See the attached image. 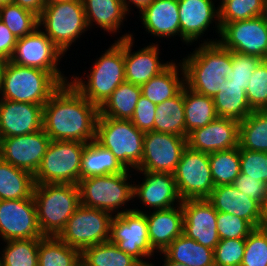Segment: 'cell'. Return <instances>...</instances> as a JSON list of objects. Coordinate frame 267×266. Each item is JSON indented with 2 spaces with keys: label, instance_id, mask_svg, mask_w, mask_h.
<instances>
[{
  "label": "cell",
  "instance_id": "1",
  "mask_svg": "<svg viewBox=\"0 0 267 266\" xmlns=\"http://www.w3.org/2000/svg\"><path fill=\"white\" fill-rule=\"evenodd\" d=\"M99 108L70 82L62 84L43 106V130L51 140H96Z\"/></svg>",
  "mask_w": 267,
  "mask_h": 266
},
{
  "label": "cell",
  "instance_id": "2",
  "mask_svg": "<svg viewBox=\"0 0 267 266\" xmlns=\"http://www.w3.org/2000/svg\"><path fill=\"white\" fill-rule=\"evenodd\" d=\"M216 39V40H215ZM205 40L181 63L185 85L202 95L214 97L226 84V75L233 72L232 51L225 49L217 38Z\"/></svg>",
  "mask_w": 267,
  "mask_h": 266
},
{
  "label": "cell",
  "instance_id": "3",
  "mask_svg": "<svg viewBox=\"0 0 267 266\" xmlns=\"http://www.w3.org/2000/svg\"><path fill=\"white\" fill-rule=\"evenodd\" d=\"M84 79L74 74L69 82L92 104L100 108L113 91L125 82L123 38L118 39L92 63ZM85 80V81H84Z\"/></svg>",
  "mask_w": 267,
  "mask_h": 266
},
{
  "label": "cell",
  "instance_id": "4",
  "mask_svg": "<svg viewBox=\"0 0 267 266\" xmlns=\"http://www.w3.org/2000/svg\"><path fill=\"white\" fill-rule=\"evenodd\" d=\"M61 85L48 71L2 62L0 99L44 106Z\"/></svg>",
  "mask_w": 267,
  "mask_h": 266
},
{
  "label": "cell",
  "instance_id": "5",
  "mask_svg": "<svg viewBox=\"0 0 267 266\" xmlns=\"http://www.w3.org/2000/svg\"><path fill=\"white\" fill-rule=\"evenodd\" d=\"M33 199L44 236H58L81 205L78 185L35 184Z\"/></svg>",
  "mask_w": 267,
  "mask_h": 266
},
{
  "label": "cell",
  "instance_id": "6",
  "mask_svg": "<svg viewBox=\"0 0 267 266\" xmlns=\"http://www.w3.org/2000/svg\"><path fill=\"white\" fill-rule=\"evenodd\" d=\"M131 171L80 179L78 188L81 205L104 210L112 215H120L133 210L124 207V205L127 207L128 202L134 199V183L132 184L130 179L134 174H130ZM120 208L124 210L119 211Z\"/></svg>",
  "mask_w": 267,
  "mask_h": 266
},
{
  "label": "cell",
  "instance_id": "7",
  "mask_svg": "<svg viewBox=\"0 0 267 266\" xmlns=\"http://www.w3.org/2000/svg\"><path fill=\"white\" fill-rule=\"evenodd\" d=\"M41 26L63 54L83 33L91 30L87 26L82 0L46 4L38 16V27Z\"/></svg>",
  "mask_w": 267,
  "mask_h": 266
},
{
  "label": "cell",
  "instance_id": "8",
  "mask_svg": "<svg viewBox=\"0 0 267 266\" xmlns=\"http://www.w3.org/2000/svg\"><path fill=\"white\" fill-rule=\"evenodd\" d=\"M144 132L137 129L131 120L98 117L96 141L132 172L140 164L143 155ZM130 167V168H129Z\"/></svg>",
  "mask_w": 267,
  "mask_h": 266
},
{
  "label": "cell",
  "instance_id": "9",
  "mask_svg": "<svg viewBox=\"0 0 267 266\" xmlns=\"http://www.w3.org/2000/svg\"><path fill=\"white\" fill-rule=\"evenodd\" d=\"M86 144L79 141L51 140L34 175L35 184L78 185L81 157Z\"/></svg>",
  "mask_w": 267,
  "mask_h": 266
},
{
  "label": "cell",
  "instance_id": "10",
  "mask_svg": "<svg viewBox=\"0 0 267 266\" xmlns=\"http://www.w3.org/2000/svg\"><path fill=\"white\" fill-rule=\"evenodd\" d=\"M112 218L107 211L80 205L58 237L82 252L87 247L110 240Z\"/></svg>",
  "mask_w": 267,
  "mask_h": 266
},
{
  "label": "cell",
  "instance_id": "11",
  "mask_svg": "<svg viewBox=\"0 0 267 266\" xmlns=\"http://www.w3.org/2000/svg\"><path fill=\"white\" fill-rule=\"evenodd\" d=\"M109 241L138 262H145L156 253L150 244L146 211L138 207L113 215Z\"/></svg>",
  "mask_w": 267,
  "mask_h": 266
},
{
  "label": "cell",
  "instance_id": "12",
  "mask_svg": "<svg viewBox=\"0 0 267 266\" xmlns=\"http://www.w3.org/2000/svg\"><path fill=\"white\" fill-rule=\"evenodd\" d=\"M63 57L61 50L38 27L31 34L17 39L9 61L19 66L48 71L61 84H65L69 79L58 68Z\"/></svg>",
  "mask_w": 267,
  "mask_h": 266
},
{
  "label": "cell",
  "instance_id": "13",
  "mask_svg": "<svg viewBox=\"0 0 267 266\" xmlns=\"http://www.w3.org/2000/svg\"><path fill=\"white\" fill-rule=\"evenodd\" d=\"M173 175L182 200L207 199L215 187L209 154L193 150L188 146L182 152Z\"/></svg>",
  "mask_w": 267,
  "mask_h": 266
},
{
  "label": "cell",
  "instance_id": "14",
  "mask_svg": "<svg viewBox=\"0 0 267 266\" xmlns=\"http://www.w3.org/2000/svg\"><path fill=\"white\" fill-rule=\"evenodd\" d=\"M186 147L187 137L156 131L146 132L142 160L136 171L173 174Z\"/></svg>",
  "mask_w": 267,
  "mask_h": 266
},
{
  "label": "cell",
  "instance_id": "15",
  "mask_svg": "<svg viewBox=\"0 0 267 266\" xmlns=\"http://www.w3.org/2000/svg\"><path fill=\"white\" fill-rule=\"evenodd\" d=\"M220 37L225 49L267 60V26L260 17L226 23Z\"/></svg>",
  "mask_w": 267,
  "mask_h": 266
},
{
  "label": "cell",
  "instance_id": "16",
  "mask_svg": "<svg viewBox=\"0 0 267 266\" xmlns=\"http://www.w3.org/2000/svg\"><path fill=\"white\" fill-rule=\"evenodd\" d=\"M0 236L2 241L42 238L33 197L0 200Z\"/></svg>",
  "mask_w": 267,
  "mask_h": 266
},
{
  "label": "cell",
  "instance_id": "17",
  "mask_svg": "<svg viewBox=\"0 0 267 266\" xmlns=\"http://www.w3.org/2000/svg\"><path fill=\"white\" fill-rule=\"evenodd\" d=\"M50 142L43 129L22 136L0 138V157L35 175Z\"/></svg>",
  "mask_w": 267,
  "mask_h": 266
},
{
  "label": "cell",
  "instance_id": "18",
  "mask_svg": "<svg viewBox=\"0 0 267 266\" xmlns=\"http://www.w3.org/2000/svg\"><path fill=\"white\" fill-rule=\"evenodd\" d=\"M122 38L126 82L142 86L171 64L169 61L164 63L159 59L160 47L158 44L152 42L138 51L131 52L133 43H135L133 33H125L118 39Z\"/></svg>",
  "mask_w": 267,
  "mask_h": 266
},
{
  "label": "cell",
  "instance_id": "19",
  "mask_svg": "<svg viewBox=\"0 0 267 266\" xmlns=\"http://www.w3.org/2000/svg\"><path fill=\"white\" fill-rule=\"evenodd\" d=\"M183 234L199 244L213 249L220 241L217 231V211L207 199L182 201Z\"/></svg>",
  "mask_w": 267,
  "mask_h": 266
},
{
  "label": "cell",
  "instance_id": "20",
  "mask_svg": "<svg viewBox=\"0 0 267 266\" xmlns=\"http://www.w3.org/2000/svg\"><path fill=\"white\" fill-rule=\"evenodd\" d=\"M215 0H178L180 39L186 45L200 41L210 24L215 23L218 37L221 33L219 8L215 7ZM205 32V33H204ZM192 43V44H191Z\"/></svg>",
  "mask_w": 267,
  "mask_h": 266
},
{
  "label": "cell",
  "instance_id": "21",
  "mask_svg": "<svg viewBox=\"0 0 267 266\" xmlns=\"http://www.w3.org/2000/svg\"><path fill=\"white\" fill-rule=\"evenodd\" d=\"M143 174L140 184H134L133 197L139 199L142 205L153 210H165L182 204L176 181L172 173L137 171Z\"/></svg>",
  "mask_w": 267,
  "mask_h": 266
},
{
  "label": "cell",
  "instance_id": "22",
  "mask_svg": "<svg viewBox=\"0 0 267 266\" xmlns=\"http://www.w3.org/2000/svg\"><path fill=\"white\" fill-rule=\"evenodd\" d=\"M187 146L207 154L239 147V122L217 117L208 125L190 132Z\"/></svg>",
  "mask_w": 267,
  "mask_h": 266
},
{
  "label": "cell",
  "instance_id": "23",
  "mask_svg": "<svg viewBox=\"0 0 267 266\" xmlns=\"http://www.w3.org/2000/svg\"><path fill=\"white\" fill-rule=\"evenodd\" d=\"M43 129V105L0 99V138Z\"/></svg>",
  "mask_w": 267,
  "mask_h": 266
},
{
  "label": "cell",
  "instance_id": "24",
  "mask_svg": "<svg viewBox=\"0 0 267 266\" xmlns=\"http://www.w3.org/2000/svg\"><path fill=\"white\" fill-rule=\"evenodd\" d=\"M207 200L217 212L233 214L249 221L255 228L260 227L263 206L234 185L215 186Z\"/></svg>",
  "mask_w": 267,
  "mask_h": 266
},
{
  "label": "cell",
  "instance_id": "25",
  "mask_svg": "<svg viewBox=\"0 0 267 266\" xmlns=\"http://www.w3.org/2000/svg\"><path fill=\"white\" fill-rule=\"evenodd\" d=\"M146 212L148 235L151 247L162 253L174 239L183 234L182 206Z\"/></svg>",
  "mask_w": 267,
  "mask_h": 266
},
{
  "label": "cell",
  "instance_id": "26",
  "mask_svg": "<svg viewBox=\"0 0 267 266\" xmlns=\"http://www.w3.org/2000/svg\"><path fill=\"white\" fill-rule=\"evenodd\" d=\"M139 17L145 31L154 38L180 37L178 0H154Z\"/></svg>",
  "mask_w": 267,
  "mask_h": 266
},
{
  "label": "cell",
  "instance_id": "27",
  "mask_svg": "<svg viewBox=\"0 0 267 266\" xmlns=\"http://www.w3.org/2000/svg\"><path fill=\"white\" fill-rule=\"evenodd\" d=\"M82 2L88 28L96 24L101 30L112 35L120 33L119 28H122L121 25L128 15L121 0H82Z\"/></svg>",
  "mask_w": 267,
  "mask_h": 266
},
{
  "label": "cell",
  "instance_id": "28",
  "mask_svg": "<svg viewBox=\"0 0 267 266\" xmlns=\"http://www.w3.org/2000/svg\"><path fill=\"white\" fill-rule=\"evenodd\" d=\"M184 85L185 72L181 60L177 64L171 60L164 71L141 86V93L149 101L159 104L176 96Z\"/></svg>",
  "mask_w": 267,
  "mask_h": 266
},
{
  "label": "cell",
  "instance_id": "29",
  "mask_svg": "<svg viewBox=\"0 0 267 266\" xmlns=\"http://www.w3.org/2000/svg\"><path fill=\"white\" fill-rule=\"evenodd\" d=\"M127 169L116 159L109 149L96 140L88 142L81 157L80 179L124 173Z\"/></svg>",
  "mask_w": 267,
  "mask_h": 266
},
{
  "label": "cell",
  "instance_id": "30",
  "mask_svg": "<svg viewBox=\"0 0 267 266\" xmlns=\"http://www.w3.org/2000/svg\"><path fill=\"white\" fill-rule=\"evenodd\" d=\"M162 261H175L186 266H214V250L182 234L162 252Z\"/></svg>",
  "mask_w": 267,
  "mask_h": 266
},
{
  "label": "cell",
  "instance_id": "31",
  "mask_svg": "<svg viewBox=\"0 0 267 266\" xmlns=\"http://www.w3.org/2000/svg\"><path fill=\"white\" fill-rule=\"evenodd\" d=\"M183 100L185 137L193 130L208 125L218 117L215 111L213 97L197 93L184 85Z\"/></svg>",
  "mask_w": 267,
  "mask_h": 266
},
{
  "label": "cell",
  "instance_id": "32",
  "mask_svg": "<svg viewBox=\"0 0 267 266\" xmlns=\"http://www.w3.org/2000/svg\"><path fill=\"white\" fill-rule=\"evenodd\" d=\"M34 185V175L0 157V200L32 198Z\"/></svg>",
  "mask_w": 267,
  "mask_h": 266
},
{
  "label": "cell",
  "instance_id": "33",
  "mask_svg": "<svg viewBox=\"0 0 267 266\" xmlns=\"http://www.w3.org/2000/svg\"><path fill=\"white\" fill-rule=\"evenodd\" d=\"M213 101L218 117L241 122L253 111L248 104L246 91L242 85L231 83L229 79L222 90L213 97Z\"/></svg>",
  "mask_w": 267,
  "mask_h": 266
},
{
  "label": "cell",
  "instance_id": "34",
  "mask_svg": "<svg viewBox=\"0 0 267 266\" xmlns=\"http://www.w3.org/2000/svg\"><path fill=\"white\" fill-rule=\"evenodd\" d=\"M141 94V86L126 81L121 83L99 108L98 117L130 120Z\"/></svg>",
  "mask_w": 267,
  "mask_h": 266
},
{
  "label": "cell",
  "instance_id": "35",
  "mask_svg": "<svg viewBox=\"0 0 267 266\" xmlns=\"http://www.w3.org/2000/svg\"><path fill=\"white\" fill-rule=\"evenodd\" d=\"M38 266H81V252L58 236H43L39 241Z\"/></svg>",
  "mask_w": 267,
  "mask_h": 266
},
{
  "label": "cell",
  "instance_id": "36",
  "mask_svg": "<svg viewBox=\"0 0 267 266\" xmlns=\"http://www.w3.org/2000/svg\"><path fill=\"white\" fill-rule=\"evenodd\" d=\"M154 131L185 137L183 88L173 98L157 104Z\"/></svg>",
  "mask_w": 267,
  "mask_h": 266
},
{
  "label": "cell",
  "instance_id": "37",
  "mask_svg": "<svg viewBox=\"0 0 267 266\" xmlns=\"http://www.w3.org/2000/svg\"><path fill=\"white\" fill-rule=\"evenodd\" d=\"M239 149L267 152V110H254L239 122Z\"/></svg>",
  "mask_w": 267,
  "mask_h": 266
},
{
  "label": "cell",
  "instance_id": "38",
  "mask_svg": "<svg viewBox=\"0 0 267 266\" xmlns=\"http://www.w3.org/2000/svg\"><path fill=\"white\" fill-rule=\"evenodd\" d=\"M138 261L110 241L92 245L81 252V266H135Z\"/></svg>",
  "mask_w": 267,
  "mask_h": 266
},
{
  "label": "cell",
  "instance_id": "39",
  "mask_svg": "<svg viewBox=\"0 0 267 266\" xmlns=\"http://www.w3.org/2000/svg\"><path fill=\"white\" fill-rule=\"evenodd\" d=\"M209 163L215 186L232 184L241 172L239 147L210 153Z\"/></svg>",
  "mask_w": 267,
  "mask_h": 266
},
{
  "label": "cell",
  "instance_id": "40",
  "mask_svg": "<svg viewBox=\"0 0 267 266\" xmlns=\"http://www.w3.org/2000/svg\"><path fill=\"white\" fill-rule=\"evenodd\" d=\"M41 238L5 241L1 251L2 266H38V248Z\"/></svg>",
  "mask_w": 267,
  "mask_h": 266
},
{
  "label": "cell",
  "instance_id": "41",
  "mask_svg": "<svg viewBox=\"0 0 267 266\" xmlns=\"http://www.w3.org/2000/svg\"><path fill=\"white\" fill-rule=\"evenodd\" d=\"M0 20L16 39L29 35L38 28V16L13 3L0 7Z\"/></svg>",
  "mask_w": 267,
  "mask_h": 266
},
{
  "label": "cell",
  "instance_id": "42",
  "mask_svg": "<svg viewBox=\"0 0 267 266\" xmlns=\"http://www.w3.org/2000/svg\"><path fill=\"white\" fill-rule=\"evenodd\" d=\"M263 0H229L219 8L221 28L226 23L260 17Z\"/></svg>",
  "mask_w": 267,
  "mask_h": 266
},
{
  "label": "cell",
  "instance_id": "43",
  "mask_svg": "<svg viewBox=\"0 0 267 266\" xmlns=\"http://www.w3.org/2000/svg\"><path fill=\"white\" fill-rule=\"evenodd\" d=\"M241 266H267V230L255 228L245 238Z\"/></svg>",
  "mask_w": 267,
  "mask_h": 266
},
{
  "label": "cell",
  "instance_id": "44",
  "mask_svg": "<svg viewBox=\"0 0 267 266\" xmlns=\"http://www.w3.org/2000/svg\"><path fill=\"white\" fill-rule=\"evenodd\" d=\"M250 83L246 90L250 108L267 110V60H263L253 71Z\"/></svg>",
  "mask_w": 267,
  "mask_h": 266
},
{
  "label": "cell",
  "instance_id": "45",
  "mask_svg": "<svg viewBox=\"0 0 267 266\" xmlns=\"http://www.w3.org/2000/svg\"><path fill=\"white\" fill-rule=\"evenodd\" d=\"M245 238L222 239L214 248V266H241Z\"/></svg>",
  "mask_w": 267,
  "mask_h": 266
},
{
  "label": "cell",
  "instance_id": "46",
  "mask_svg": "<svg viewBox=\"0 0 267 266\" xmlns=\"http://www.w3.org/2000/svg\"><path fill=\"white\" fill-rule=\"evenodd\" d=\"M262 61L263 59L257 56L232 52L233 72L227 74L226 78L229 79L231 83L242 85V88L246 91L253 71Z\"/></svg>",
  "mask_w": 267,
  "mask_h": 266
},
{
  "label": "cell",
  "instance_id": "47",
  "mask_svg": "<svg viewBox=\"0 0 267 266\" xmlns=\"http://www.w3.org/2000/svg\"><path fill=\"white\" fill-rule=\"evenodd\" d=\"M216 225L220 240L246 238L255 229L249 221L222 212H217Z\"/></svg>",
  "mask_w": 267,
  "mask_h": 266
},
{
  "label": "cell",
  "instance_id": "48",
  "mask_svg": "<svg viewBox=\"0 0 267 266\" xmlns=\"http://www.w3.org/2000/svg\"><path fill=\"white\" fill-rule=\"evenodd\" d=\"M240 171L267 184V152L239 149Z\"/></svg>",
  "mask_w": 267,
  "mask_h": 266
},
{
  "label": "cell",
  "instance_id": "49",
  "mask_svg": "<svg viewBox=\"0 0 267 266\" xmlns=\"http://www.w3.org/2000/svg\"><path fill=\"white\" fill-rule=\"evenodd\" d=\"M156 107L157 104L141 94L130 119L133 125L144 133L154 131Z\"/></svg>",
  "mask_w": 267,
  "mask_h": 266
},
{
  "label": "cell",
  "instance_id": "50",
  "mask_svg": "<svg viewBox=\"0 0 267 266\" xmlns=\"http://www.w3.org/2000/svg\"><path fill=\"white\" fill-rule=\"evenodd\" d=\"M232 185L241 193L259 202L262 206L267 200V184L262 180L253 179L240 172Z\"/></svg>",
  "mask_w": 267,
  "mask_h": 266
},
{
  "label": "cell",
  "instance_id": "51",
  "mask_svg": "<svg viewBox=\"0 0 267 266\" xmlns=\"http://www.w3.org/2000/svg\"><path fill=\"white\" fill-rule=\"evenodd\" d=\"M17 39L0 20V61H9L11 58Z\"/></svg>",
  "mask_w": 267,
  "mask_h": 266
},
{
  "label": "cell",
  "instance_id": "52",
  "mask_svg": "<svg viewBox=\"0 0 267 266\" xmlns=\"http://www.w3.org/2000/svg\"><path fill=\"white\" fill-rule=\"evenodd\" d=\"M12 3L32 11L37 16L43 12L46 5L44 0H12Z\"/></svg>",
  "mask_w": 267,
  "mask_h": 266
},
{
  "label": "cell",
  "instance_id": "53",
  "mask_svg": "<svg viewBox=\"0 0 267 266\" xmlns=\"http://www.w3.org/2000/svg\"><path fill=\"white\" fill-rule=\"evenodd\" d=\"M121 1L123 2L124 8H125L127 14H130L129 12L132 11V10H130L131 9L130 4L131 5L134 4L135 7L138 8L139 14H140L154 0H128V1L127 0H121Z\"/></svg>",
  "mask_w": 267,
  "mask_h": 266
},
{
  "label": "cell",
  "instance_id": "54",
  "mask_svg": "<svg viewBox=\"0 0 267 266\" xmlns=\"http://www.w3.org/2000/svg\"><path fill=\"white\" fill-rule=\"evenodd\" d=\"M260 228L267 230V200L265 201L262 208V219Z\"/></svg>",
  "mask_w": 267,
  "mask_h": 266
},
{
  "label": "cell",
  "instance_id": "55",
  "mask_svg": "<svg viewBox=\"0 0 267 266\" xmlns=\"http://www.w3.org/2000/svg\"><path fill=\"white\" fill-rule=\"evenodd\" d=\"M260 18L264 21V23L267 26V0H263V5H262V11L260 14Z\"/></svg>",
  "mask_w": 267,
  "mask_h": 266
},
{
  "label": "cell",
  "instance_id": "56",
  "mask_svg": "<svg viewBox=\"0 0 267 266\" xmlns=\"http://www.w3.org/2000/svg\"><path fill=\"white\" fill-rule=\"evenodd\" d=\"M162 266H186L175 261H163Z\"/></svg>",
  "mask_w": 267,
  "mask_h": 266
},
{
  "label": "cell",
  "instance_id": "57",
  "mask_svg": "<svg viewBox=\"0 0 267 266\" xmlns=\"http://www.w3.org/2000/svg\"><path fill=\"white\" fill-rule=\"evenodd\" d=\"M148 260H146L145 262H138L137 265L135 266H155V263L153 264V262H150Z\"/></svg>",
  "mask_w": 267,
  "mask_h": 266
},
{
  "label": "cell",
  "instance_id": "58",
  "mask_svg": "<svg viewBox=\"0 0 267 266\" xmlns=\"http://www.w3.org/2000/svg\"><path fill=\"white\" fill-rule=\"evenodd\" d=\"M45 4H54V3H59V2H66L70 0H44Z\"/></svg>",
  "mask_w": 267,
  "mask_h": 266
},
{
  "label": "cell",
  "instance_id": "59",
  "mask_svg": "<svg viewBox=\"0 0 267 266\" xmlns=\"http://www.w3.org/2000/svg\"><path fill=\"white\" fill-rule=\"evenodd\" d=\"M12 0H0V7L7 5V4H11Z\"/></svg>",
  "mask_w": 267,
  "mask_h": 266
},
{
  "label": "cell",
  "instance_id": "60",
  "mask_svg": "<svg viewBox=\"0 0 267 266\" xmlns=\"http://www.w3.org/2000/svg\"><path fill=\"white\" fill-rule=\"evenodd\" d=\"M227 1H229V0H220V2H219V4L220 5H218V8H220L224 3H226Z\"/></svg>",
  "mask_w": 267,
  "mask_h": 266
},
{
  "label": "cell",
  "instance_id": "61",
  "mask_svg": "<svg viewBox=\"0 0 267 266\" xmlns=\"http://www.w3.org/2000/svg\"><path fill=\"white\" fill-rule=\"evenodd\" d=\"M1 70H2V62L0 61V82H1Z\"/></svg>",
  "mask_w": 267,
  "mask_h": 266
}]
</instances>
